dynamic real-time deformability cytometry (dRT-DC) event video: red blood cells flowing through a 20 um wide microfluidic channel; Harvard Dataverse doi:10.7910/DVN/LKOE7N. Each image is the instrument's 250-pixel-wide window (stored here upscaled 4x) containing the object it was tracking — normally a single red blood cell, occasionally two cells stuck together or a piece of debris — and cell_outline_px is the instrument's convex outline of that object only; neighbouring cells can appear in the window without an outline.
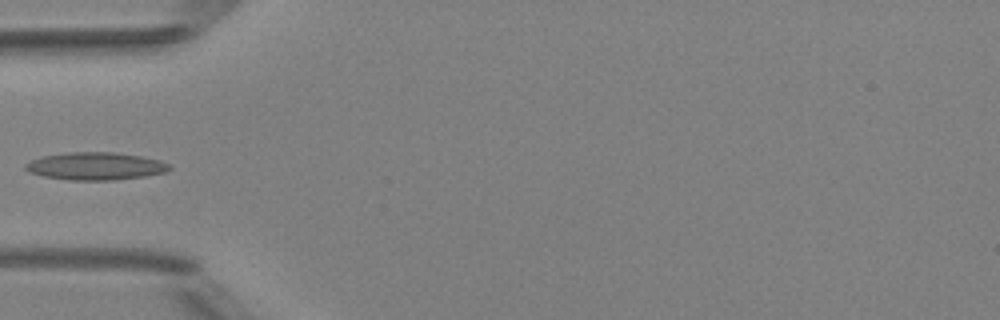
{"species": "Egyptian fruit bat (a non-hibernating species)", "species_latin": "Rousettus aegyptiacus", "temperature_condition": "room temperature", "stored_images_in_passage": 4, "camera_frame_rate_fps": 3000, "um_per_image_px": 0.085, "animal": {"sex": "female"}, "frame": {"image": 1, "passage_image": 4, "time_ms": 3.333, "image_size_px": [1000, 320], "cell_outline_px": [[172, 168], [168, 172], [144, 176], [116, 180], [68, 180], [44, 176], [28, 172], [24, 168], [24, 164], [40, 156], [68, 152], [116, 152], [140, 156], [160, 160], [168, 164]], "centroid_in_image_um": [8.11, 14.12], "position_along_channel_um": 76.9, "area_um2": 23.35}}